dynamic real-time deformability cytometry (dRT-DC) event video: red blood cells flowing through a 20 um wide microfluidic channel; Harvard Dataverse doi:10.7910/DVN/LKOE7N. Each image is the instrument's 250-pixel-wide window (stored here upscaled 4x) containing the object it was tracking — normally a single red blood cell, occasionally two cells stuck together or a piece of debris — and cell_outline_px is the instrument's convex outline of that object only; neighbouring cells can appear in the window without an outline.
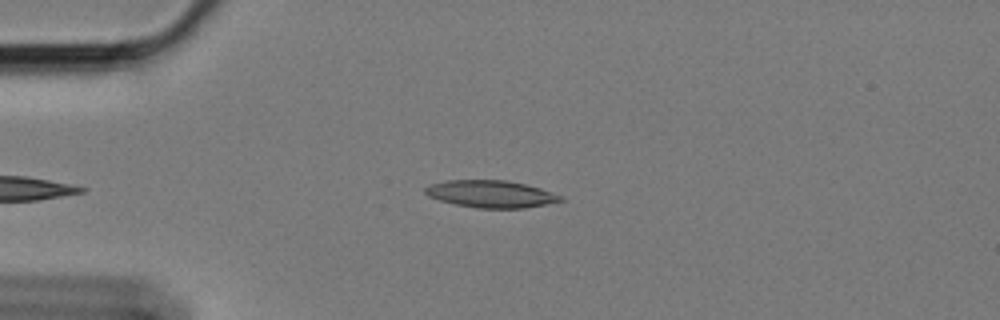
{"species": "Egyptian fruit bat (a non-hibernating species)", "species_latin": "Rousettus aegyptiacus", "temperature_condition": "cold", "stored_images_in_passage": 43, "camera_frame_rate_fps": 3000, "um_per_image_px": 0.085, "animal": {"sex": "female"}, "frame": {"image": 1, "passage_image": 3, "time_ms": 0.667, "image_size_px": [1000, 320], "cell_outline_px": [[564, 200], [524, 208], [476, 208], [456, 204], [440, 200], [428, 196], [424, 192], [424, 188], [432, 184], [448, 180], [504, 180], [524, 184], [540, 188], [564, 196]], "centroid_in_image_um": [41.73, 16.49], "position_along_channel_um": 43.3, "area_um2": 21.27}}
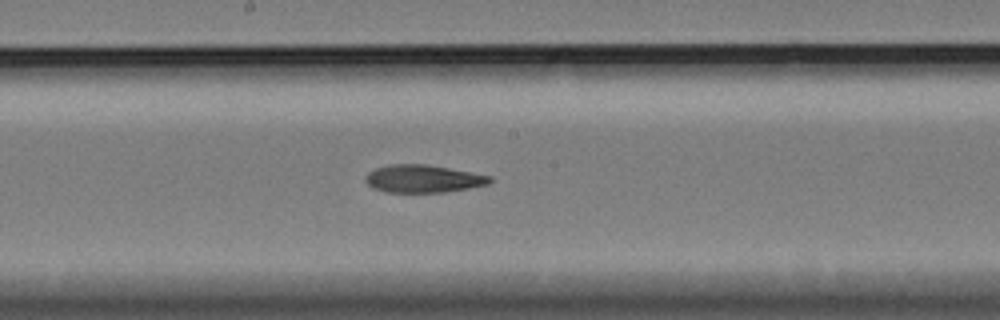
{"frame": {"image": 2, "passage_image": 20, "time_ms": 6.333, "image_size_px": [1000, 320], "cell_outline_px": [[492, 180], [488, 184], [468, 188], [444, 192], [388, 192], [372, 188], [364, 180], [364, 176], [368, 172], [376, 168], [388, 164], [424, 164], [448, 168], [492, 176]], "centroid_in_image_um": [35.92, 15.19], "position_along_channel_um": 212.3, "area_um2": 20.0}}
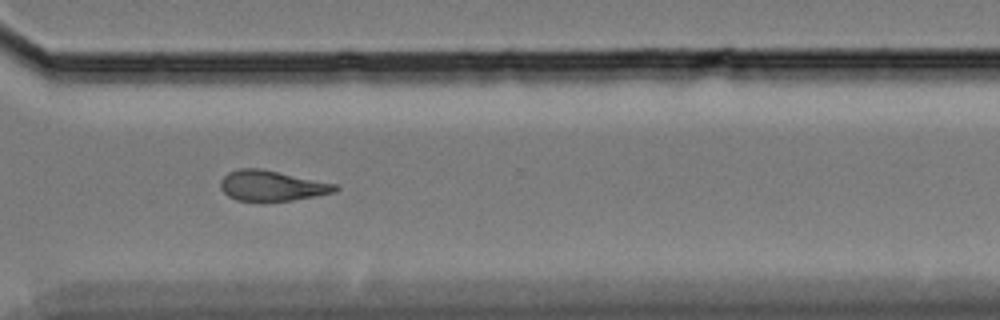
{"frame": {"image": 3, "passage_image": 32, "time_ms": 10.333, "image_size_px": [1000, 320], "cell_outline_px": [[340, 188], [336, 192], [292, 200], [264, 204], [236, 200], [228, 196], [220, 188], [220, 180], [228, 172], [240, 168], [260, 168], [336, 184]], "centroid_in_image_um": [23.06, 15.82], "position_along_channel_um": 347.5, "area_um2": 20.87}, "authors_computed_cell_mechanics": {"area_um2": 20.4612, "velocity_mm_per_s": 3.3837, "shape_relaxation_time_tau1_ms": null, "shape_relaxation_time_tau2_ms": 11.2298, "deformation_change_tau1": null, "deformation_change_tau2": 0.2352}}